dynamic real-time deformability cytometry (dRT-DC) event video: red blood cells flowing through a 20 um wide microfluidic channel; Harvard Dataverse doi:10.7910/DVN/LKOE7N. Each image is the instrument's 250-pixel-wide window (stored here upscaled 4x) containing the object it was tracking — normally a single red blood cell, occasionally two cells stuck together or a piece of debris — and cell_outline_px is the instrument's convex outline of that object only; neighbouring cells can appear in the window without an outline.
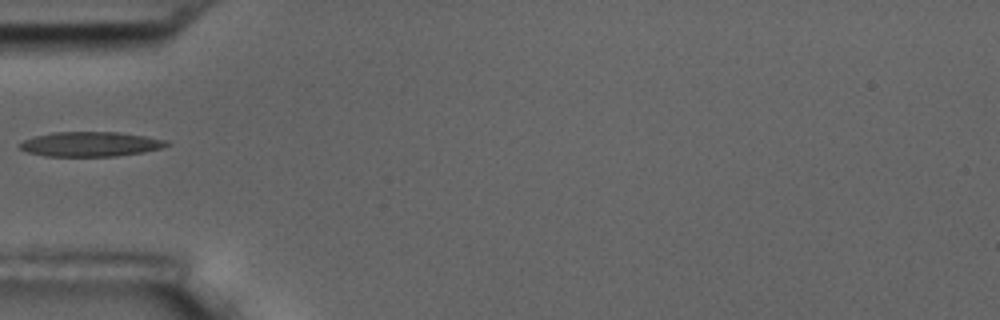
{"species": "common noctule bat (a hibernating species)", "species_latin": "Nyctalus noctula", "temperature_condition": "room temperature", "stored_images_in_passage": 1, "camera_frame_rate_fps": 3000, "um_per_image_px": 0.085, "animal": {"sex": "male", "body_mass_g": 17.5, "forearm_length_mm": 52.3}, "frame": {"image": 1, "passage_image": 1, "time_ms": 0.0, "image_size_px": [1000, 320], "cell_outline_px": [[172, 144], [160, 148], [144, 152], [116, 156], [44, 156], [28, 152], [20, 148], [16, 144], [32, 136], [52, 132], [120, 132], [168, 140]], "centroid_in_image_um": [7.67, 12.24], "position_along_channel_um": 77.3, "area_um2": 21.33}}